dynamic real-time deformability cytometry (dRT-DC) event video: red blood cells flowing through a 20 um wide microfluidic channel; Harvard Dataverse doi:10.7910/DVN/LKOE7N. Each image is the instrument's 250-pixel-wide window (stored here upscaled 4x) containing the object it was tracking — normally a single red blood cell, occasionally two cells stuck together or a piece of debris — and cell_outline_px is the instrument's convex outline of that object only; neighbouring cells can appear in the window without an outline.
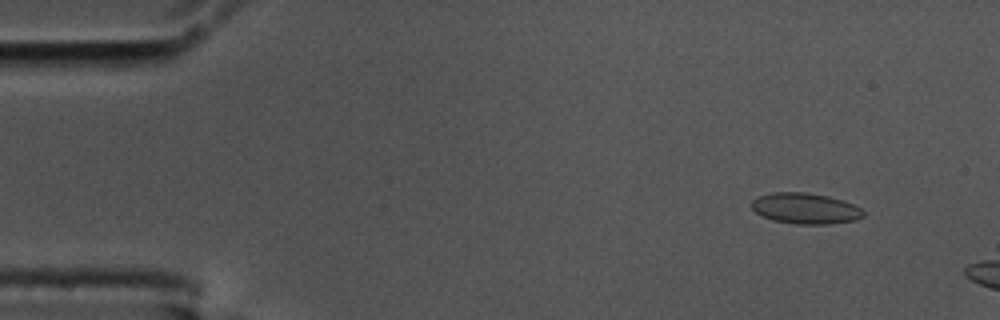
{"species": "common noctule bat (a hibernating species)", "species_latin": "Nyctalus noctula", "temperature_condition": "cold", "stored_images_in_passage": 51, "camera_frame_rate_fps": 3000, "um_per_image_px": 0.085, "animal": {"sex": "male", "body_mass_g": 17.5, "forearm_length_mm": 52.3}, "frame": {"image": 1, "passage_image": 5, "time_ms": 1.333, "image_size_px": [1000, 320], "cell_outline_px": [[864, 216], [856, 220], [828, 224], [796, 224], [772, 220], [756, 212], [752, 208], [752, 200], [760, 196], [772, 192], [804, 192], [828, 196], [844, 200], [860, 208], [864, 212]], "centroid_in_image_um": [68.47, 17.72], "position_along_channel_um": 16.5, "area_um2": 20.0}}
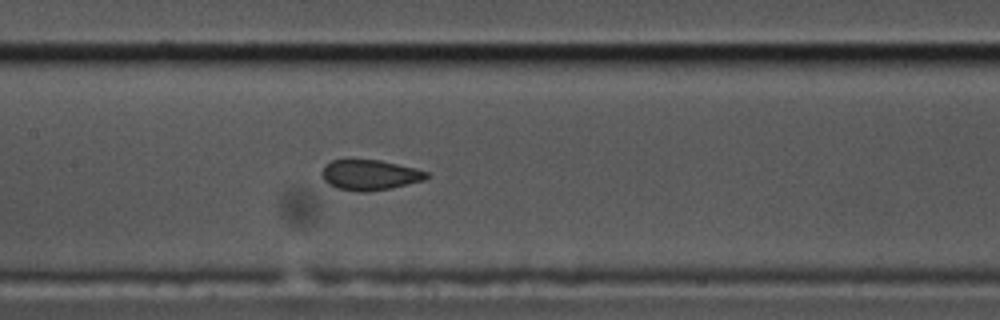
{"frame": {"image": 2, "passage_image": 26, "time_ms": 8.333, "image_size_px": [1000, 320], "cell_outline_px": [[428, 176], [424, 180], [392, 188], [368, 192], [360, 192], [336, 188], [328, 184], [324, 180], [320, 172], [324, 164], [332, 160], [380, 160], [416, 168], [428, 172]], "centroid_in_image_um": [31.4, 14.87], "position_along_channel_um": 176.0, "area_um2": 18.67}}
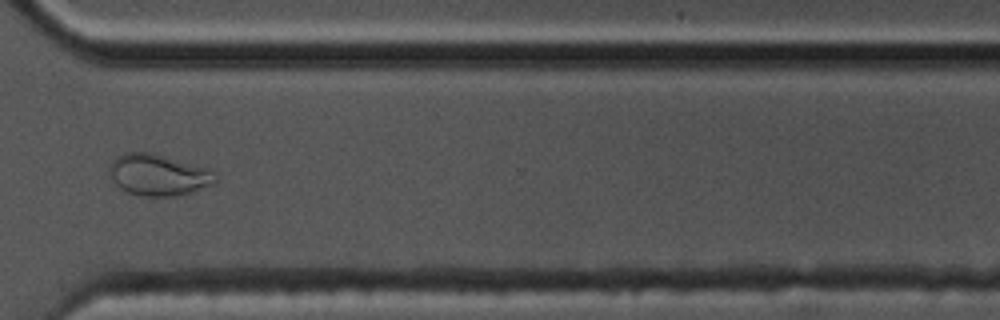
{"frame": {"image": 3, "passage_image": 41, "time_ms": 13.333, "image_size_px": [1000, 320], "cell_outline_px": [[216, 184], [192, 192], [176, 196], [140, 196], [128, 192], [120, 188], [108, 176], [108, 168], [112, 160], [116, 156], [124, 152], [148, 152], [164, 156], [208, 168], [212, 172], [216, 180]], "centroid_in_image_um": [13.41, 14.87], "position_along_channel_um": 357.2, "area_um2": 25.72}}